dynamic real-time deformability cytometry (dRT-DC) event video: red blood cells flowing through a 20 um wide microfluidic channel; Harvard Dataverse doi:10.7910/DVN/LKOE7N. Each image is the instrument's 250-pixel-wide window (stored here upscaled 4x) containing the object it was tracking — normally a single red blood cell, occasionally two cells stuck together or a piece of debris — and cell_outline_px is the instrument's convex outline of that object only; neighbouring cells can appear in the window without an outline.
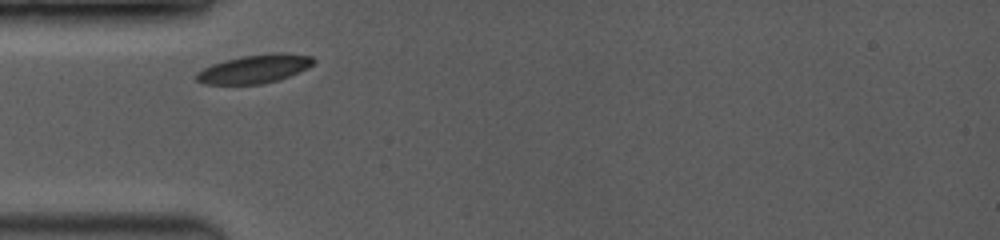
{"species": "common noctule bat (a hibernating species)", "species_latin": "Nyctalus noctula", "temperature_condition": "room temperature", "stored_images_in_passage": 3, "camera_frame_rate_fps": 3500, "um_per_image_px": 0.085, "animal": {"sex": "female", "body_mass_g": 19.0, "forearm_length_mm": 53.3}, "frame": {"image": 1, "passage_image": 1, "time_ms": 0.0, "image_size_px": [1000, 240], "cell_outline_px": [[316, 60], [308, 68], [288, 76], [276, 80], [260, 84], [204, 84], [196, 80], [196, 72], [212, 64], [224, 60], [244, 56], [272, 52], [284, 52], [312, 56]], "centroid_in_image_um": [21.64, 5.84], "position_along_channel_um": 63.4, "area_um2": 19.42}}
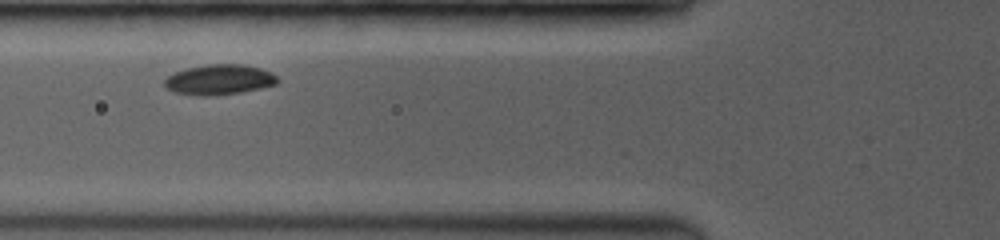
{"frame": {"image": 2, "passage_image": 2, "time_ms": 1.143, "image_size_px": [1000, 240], "cell_outline_px": [[280, 80], [276, 84], [260, 88], [240, 92], [208, 96], [200, 96], [176, 92], [168, 88], [164, 84], [164, 80], [168, 76], [176, 72], [188, 68], [208, 64], [244, 64], [260, 68], [272, 72]], "centroid_in_image_um": [18.67, 6.76], "position_along_channel_um": 107.1, "area_um2": 19.71}}
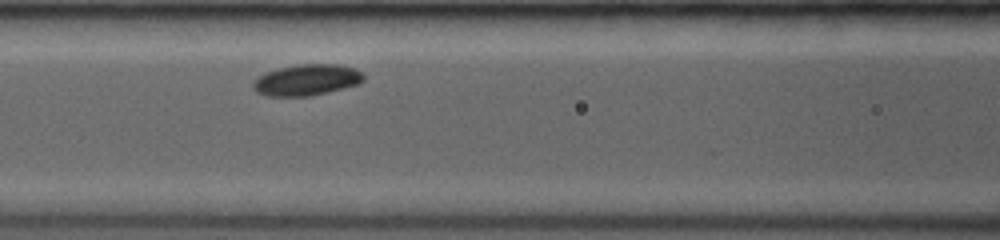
{"frame": {"image": 3, "passage_image": 3, "time_ms": 2.0, "image_size_px": [1000, 240], "cell_outline_px": [[364, 80], [360, 84], [328, 92], [308, 96], [268, 96], [256, 92], [252, 88], [252, 84], [264, 72], [296, 64], [340, 64], [352, 68], [360, 72], [364, 76]], "centroid_in_image_um": [26.07, 6.79], "position_along_channel_um": 140.5, "area_um2": 20.06}}